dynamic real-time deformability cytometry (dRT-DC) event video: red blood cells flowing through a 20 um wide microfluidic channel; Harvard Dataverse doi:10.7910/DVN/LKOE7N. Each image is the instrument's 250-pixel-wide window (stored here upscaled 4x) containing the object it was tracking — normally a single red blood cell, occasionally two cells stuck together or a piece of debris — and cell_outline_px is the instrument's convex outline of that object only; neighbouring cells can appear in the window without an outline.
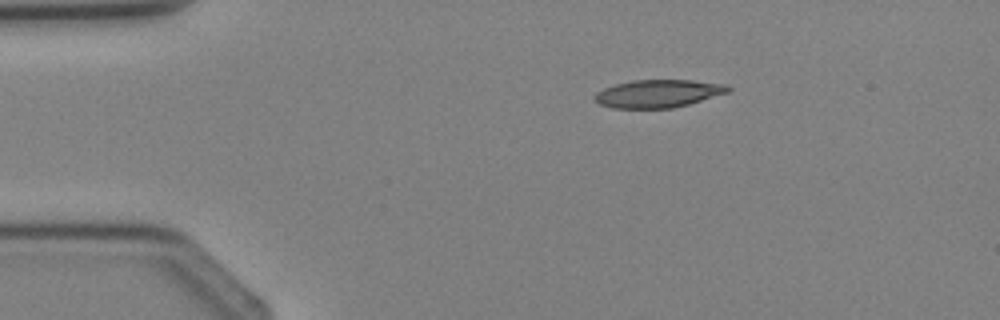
{"species": "Egyptian fruit bat (a non-hibernating species)", "species_latin": "Rousettus aegyptiacus", "temperature_condition": "cold", "stored_images_in_passage": 4, "camera_frame_rate_fps": 3000, "um_per_image_px": 0.085, "animal": {"sex": "female"}, "frame": {"image": 1, "passage_image": 4, "time_ms": 3.667, "image_size_px": [1000, 320], "cell_outline_px": [[732, 88], [728, 92], [688, 104], [672, 108], [612, 108], [600, 104], [592, 100], [592, 96], [596, 92], [604, 88], [616, 84], [632, 80], [692, 80], [728, 84]], "centroid_in_image_um": [55.91, 7.95], "position_along_channel_um": 29.1, "area_um2": 21.73}}